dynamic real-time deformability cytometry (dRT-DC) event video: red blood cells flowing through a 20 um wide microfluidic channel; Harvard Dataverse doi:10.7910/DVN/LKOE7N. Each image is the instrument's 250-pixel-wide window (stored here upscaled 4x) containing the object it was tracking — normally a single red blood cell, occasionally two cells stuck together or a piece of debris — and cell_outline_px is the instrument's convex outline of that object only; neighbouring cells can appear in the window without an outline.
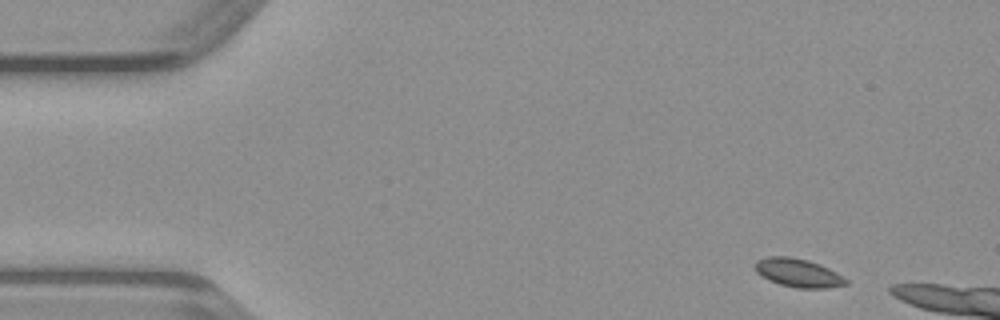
{"species": "common noctule bat (a hibernating species)", "species_latin": "Nyctalus noctula", "temperature_condition": "warm", "stored_images_in_passage": 12, "camera_frame_rate_fps": 3000, "um_per_image_px": 0.085, "animal": {"sex": "male", "body_mass_g": 23.1, "forearm_length_mm": 52.7}, "frame": {"image": 1, "passage_image": 2, "time_ms": 0.333, "image_size_px": [1000, 320], "cell_outline_px": [[848, 284], [824, 288], [796, 288], [780, 284], [768, 280], [756, 272], [756, 260], [768, 256], [788, 256], [808, 260], [820, 264], [836, 272], [848, 280]], "centroid_in_image_um": [67.84, 23.19], "position_along_channel_um": 17.2, "area_um2": 15.03}}